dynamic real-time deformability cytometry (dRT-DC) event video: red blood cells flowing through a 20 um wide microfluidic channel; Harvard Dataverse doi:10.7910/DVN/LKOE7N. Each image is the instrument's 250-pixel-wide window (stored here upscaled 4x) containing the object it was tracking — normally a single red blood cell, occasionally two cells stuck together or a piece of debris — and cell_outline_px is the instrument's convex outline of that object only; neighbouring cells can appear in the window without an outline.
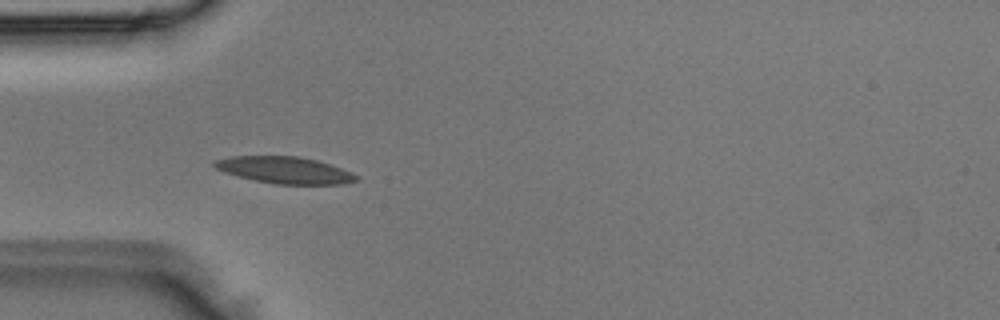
{"species": "Egyptian fruit bat (a non-hibernating species)", "species_latin": "Rousettus aegyptiacus", "temperature_condition": "room temperature", "stored_images_in_passage": 6, "camera_frame_rate_fps": 3000, "um_per_image_px": 0.085, "animal": {"sex": "male"}, "frame": {"image": 1, "passage_image": 4, "time_ms": 1.0, "image_size_px": [1000, 320], "cell_outline_px": [[360, 180], [340, 184], [276, 184], [256, 180], [224, 172], [216, 168], [212, 164], [216, 160], [232, 156], [300, 156], [316, 160], [352, 172], [360, 176]], "centroid_in_image_um": [24.24, 14.46], "position_along_channel_um": 60.8, "area_um2": 21.91}}
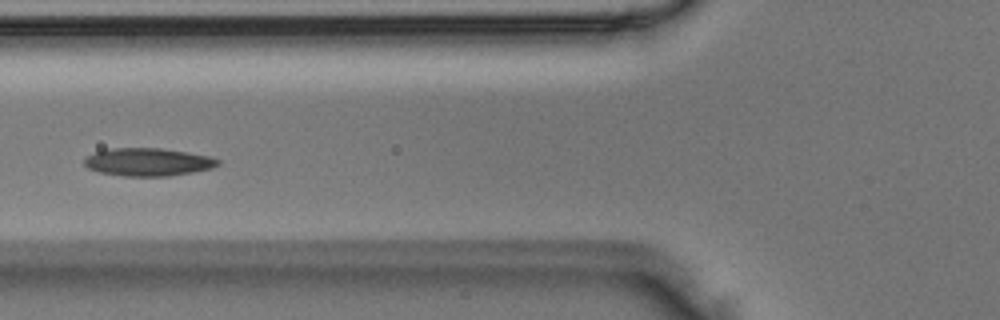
{"frame": {"image": 2, "passage_image": 5, "time_ms": 1.333, "image_size_px": [1000, 320], "cell_outline_px": [[220, 164], [212, 168], [192, 172], [168, 176], [124, 176], [100, 172], [88, 168], [84, 164], [84, 160], [88, 156], [96, 152], [112, 148], [160, 148], [208, 156], [220, 160]], "centroid_in_image_um": [12.58, 13.77], "position_along_channel_um": 113.2, "area_um2": 21.44}}